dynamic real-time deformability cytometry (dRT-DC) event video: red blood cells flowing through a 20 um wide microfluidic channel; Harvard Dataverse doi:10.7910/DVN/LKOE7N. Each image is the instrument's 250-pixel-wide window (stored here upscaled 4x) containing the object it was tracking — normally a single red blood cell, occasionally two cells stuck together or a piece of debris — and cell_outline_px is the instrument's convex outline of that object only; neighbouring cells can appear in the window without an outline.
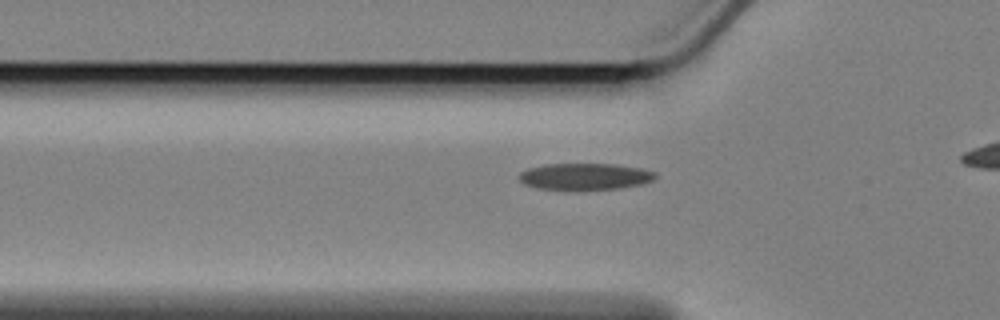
{"species": "Egyptian fruit bat (a non-hibernating species)", "species_latin": "Rousettus aegyptiacus", "temperature_condition": "cold", "stored_images_in_passage": 37, "camera_frame_rate_fps": 3000, "um_per_image_px": 0.085, "animal": {"sex": "female"}, "frame": {"image": 1, "passage_image": 8, "time_ms": 2.333, "image_size_px": [1000, 320], "cell_outline_px": [[656, 176], [652, 180], [640, 184], [620, 188], [536, 188], [524, 184], [516, 176], [520, 172], [528, 168], [544, 164], [616, 164], [640, 168], [656, 172]], "centroid_in_image_um": [49.69, 14.97], "position_along_channel_um": 76.1, "area_um2": 20.63}}
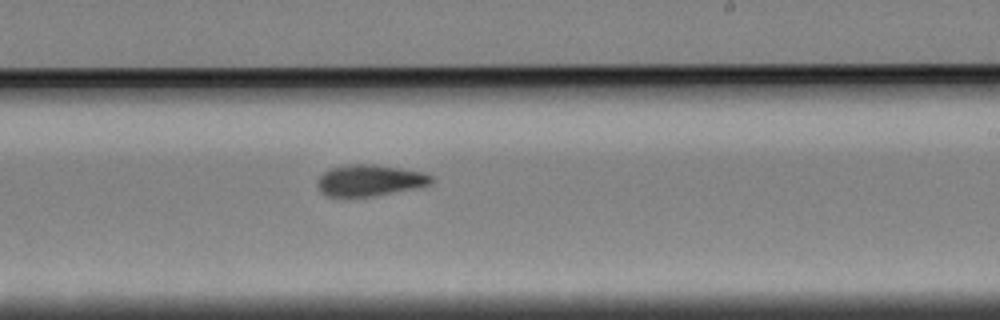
{"frame": {"image": 2, "passage_image": 24, "time_ms": 7.667, "image_size_px": [1000, 320], "cell_outline_px": [[432, 184], [372, 196], [328, 196], [320, 192], [316, 184], [320, 176], [324, 172], [332, 168], [348, 164], [376, 164], [424, 172], [432, 176]], "centroid_in_image_um": [31.41, 15.32], "position_along_channel_um": 257.6, "area_um2": 20.58}}
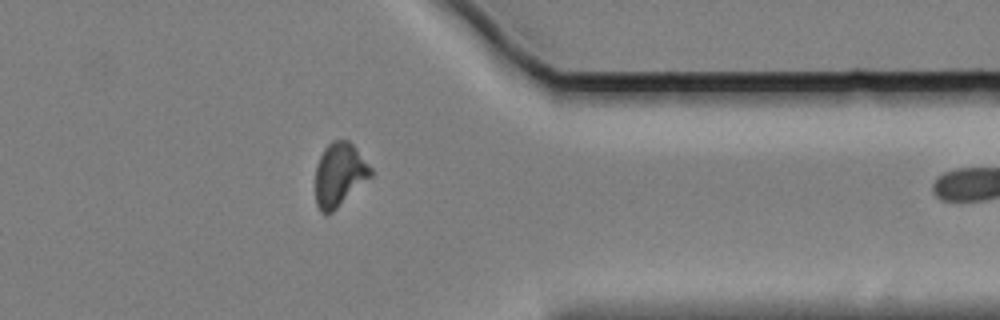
{"frame": {"image": 3, "passage_image": 36, "time_ms": 11.667, "image_size_px": [1000, 320], "cell_outline_px": [[372, 176], [332, 212], [320, 212], [316, 204], [316, 164], [324, 148], [332, 140], [348, 140], [356, 148], [372, 168]], "centroid_in_image_um": [28.85, 14.82], "position_along_channel_um": 382.5, "area_um2": 20.35}}